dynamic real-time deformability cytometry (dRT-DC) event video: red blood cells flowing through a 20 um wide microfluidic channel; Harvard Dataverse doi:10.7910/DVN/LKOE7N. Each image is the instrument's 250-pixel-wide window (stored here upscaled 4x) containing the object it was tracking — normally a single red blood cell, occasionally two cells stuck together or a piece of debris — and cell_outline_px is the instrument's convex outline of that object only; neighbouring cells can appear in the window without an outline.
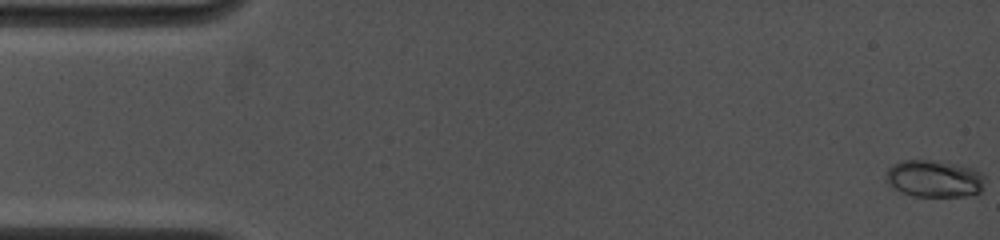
{"species": "common noctule bat (a hibernating species)", "species_latin": "Nyctalus noctula", "temperature_condition": "cold", "stored_images_in_passage": 44, "camera_frame_rate_fps": 4500, "um_per_image_px": 0.085, "animal": {"sex": "female", "body_mass_g": 19.0, "forearm_length_mm": 53.3}, "frame": {"image": 1, "passage_image": 1, "time_ms": 0.0, "image_size_px": [1000, 240], "cell_outline_px": [[984, 180], [980, 192], [964, 196], [912, 196], [888, 184], [884, 172], [888, 168], [900, 160], [936, 160], [956, 164], [972, 168], [980, 172], [984, 176]], "centroid_in_image_um": [79.39, 15.17], "position_along_channel_um": 5.6, "area_um2": 21.33}}
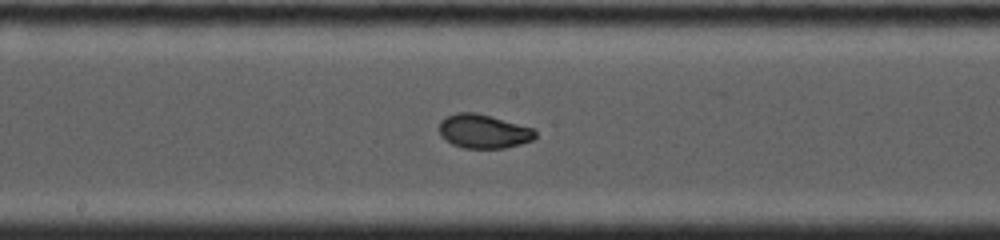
{"frame": {"image": 2, "passage_image": 28, "time_ms": 8.667, "image_size_px": [1000, 240], "cell_outline_px": [[536, 136], [532, 140], [520, 144], [504, 148], [464, 148], [452, 144], [440, 136], [440, 120], [456, 112], [476, 112], [536, 128]], "centroid_in_image_um": [41.12, 11.15], "position_along_channel_um": 207.1, "area_um2": 19.13}}
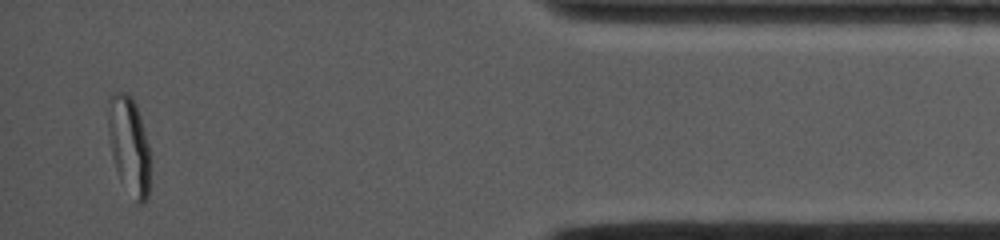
{"frame": {"image": 3, "passage_image": 44, "time_ms": 15.333, "image_size_px": [1000, 240], "cell_outline_px": [[152, 156], [148, 200], [144, 204], [136, 204], [120, 180], [112, 156], [108, 132], [108, 120], [112, 96], [116, 92], [128, 92], [132, 96], [136, 104], [140, 116]], "centroid_in_image_um": [11.03, 12.46], "position_along_channel_um": 424.2, "area_um2": 24.45}, "authors_computed_cell_mechanics": {"area_um2": 19.1318, "velocity_mm_per_s": 3.917, "shape_relaxation_time_tau1_ms": 5.9634, "shape_relaxation_time_tau2_ms": null, "deformation_change_tau1": 0.1958, "deformation_change_tau2": null}}